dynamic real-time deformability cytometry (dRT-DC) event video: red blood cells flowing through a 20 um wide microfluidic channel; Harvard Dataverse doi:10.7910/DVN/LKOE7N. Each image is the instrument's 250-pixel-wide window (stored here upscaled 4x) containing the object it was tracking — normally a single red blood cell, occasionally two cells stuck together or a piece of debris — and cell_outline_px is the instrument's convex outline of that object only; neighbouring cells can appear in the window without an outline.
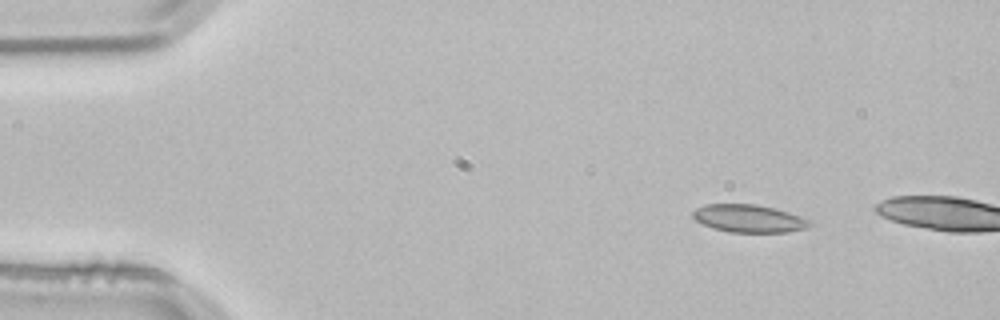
{"species": "common noctule bat (a hibernating species)", "species_latin": "Nyctalus noctula", "temperature_condition": "room temperature", "stored_images_in_passage": 4, "camera_frame_rate_fps": 3000, "um_per_image_px": 0.085, "animal": {"sex": "male", "body_mass_g": 21.5, "forearm_length_mm": 52.0}, "frame": {"image": 1, "passage_image": 1, "time_ms": 0.0, "image_size_px": [1000, 320], "cell_outline_px": [[812, 224], [808, 228], [788, 232], [728, 232], [712, 228], [696, 220], [692, 216], [692, 212], [696, 208], [708, 204], [756, 204], [776, 208], [800, 216], [808, 220]], "centroid_in_image_um": [63.66, 18.57], "position_along_channel_um": 21.3, "area_um2": 18.9}}